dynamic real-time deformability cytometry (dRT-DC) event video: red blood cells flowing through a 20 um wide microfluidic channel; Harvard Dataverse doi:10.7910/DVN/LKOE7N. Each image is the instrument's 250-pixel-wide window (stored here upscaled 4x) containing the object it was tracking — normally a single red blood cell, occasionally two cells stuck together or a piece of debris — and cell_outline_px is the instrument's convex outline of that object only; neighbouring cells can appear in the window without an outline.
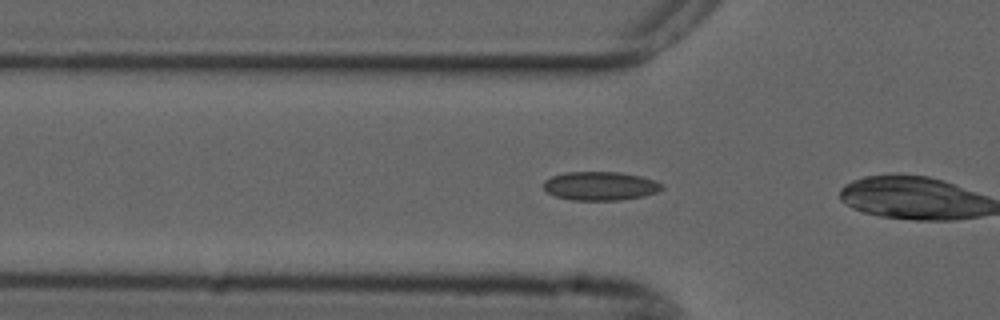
{"species": "common noctule bat (a hibernating species)", "species_latin": "Nyctalus noctula", "temperature_condition": "cold", "stored_images_in_passage": 7, "camera_frame_rate_fps": 3000, "um_per_image_px": 0.085, "animal": {"sex": "male", "forearm_length_mm": 52.5}, "frame": {"image": 1, "passage_image": 5, "time_ms": 1.333, "image_size_px": [1000, 320], "cell_outline_px": [[664, 188], [656, 192], [644, 196], [620, 200], [572, 200], [556, 196], [548, 192], [544, 188], [544, 180], [552, 176], [564, 172], [620, 172], [640, 176], [664, 184]], "centroid_in_image_um": [51.03, 15.8], "position_along_channel_um": 74.8, "area_um2": 19.77}}